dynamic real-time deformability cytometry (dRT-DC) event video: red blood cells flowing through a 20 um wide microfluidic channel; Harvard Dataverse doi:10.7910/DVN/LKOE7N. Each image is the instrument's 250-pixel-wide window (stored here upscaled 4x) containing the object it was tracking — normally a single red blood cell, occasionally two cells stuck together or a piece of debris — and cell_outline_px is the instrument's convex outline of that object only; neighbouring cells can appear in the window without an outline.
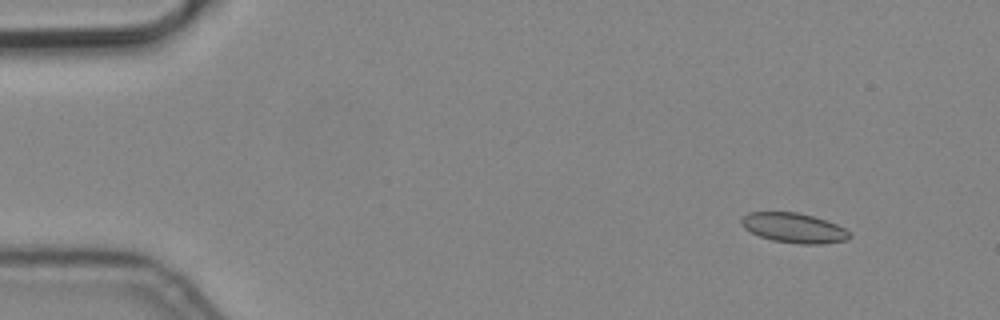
{"species": "common noctule bat (a hibernating species)", "species_latin": "Nyctalus noctula", "temperature_condition": "cold", "stored_images_in_passage": 3, "camera_frame_rate_fps": 3000, "um_per_image_px": 0.085, "animal": {"sex": "male", "body_mass_g": 19.2, "forearm_length_mm": 51.8}, "frame": {"image": 1, "passage_image": 1, "time_ms": 0.0, "image_size_px": [1000, 320], "cell_outline_px": [[852, 236], [848, 240], [820, 244], [800, 244], [772, 240], [760, 236], [744, 228], [740, 220], [748, 212], [796, 212], [812, 216], [836, 224], [852, 232]], "centroid_in_image_um": [67.51, 19.38], "position_along_channel_um": 17.5, "area_um2": 18.73}}